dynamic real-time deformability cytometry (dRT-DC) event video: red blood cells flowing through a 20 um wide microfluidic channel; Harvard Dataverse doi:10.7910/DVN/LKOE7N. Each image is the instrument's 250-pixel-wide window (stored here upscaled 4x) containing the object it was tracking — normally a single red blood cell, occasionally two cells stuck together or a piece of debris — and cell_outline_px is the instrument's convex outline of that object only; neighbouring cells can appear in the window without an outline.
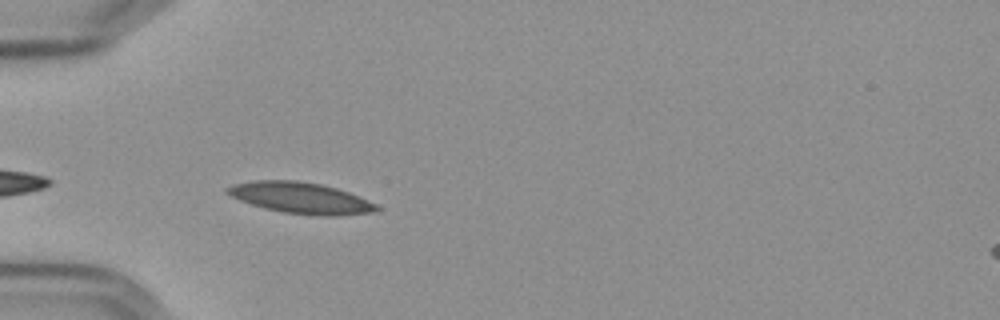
{"species": "Egyptian fruit bat (a non-hibernating species)", "species_latin": "Rousettus aegyptiacus", "temperature_condition": "cold", "stored_images_in_passage": 13, "camera_frame_rate_fps": 3000, "um_per_image_px": 0.085, "frame": {"image": 1, "passage_image": 3, "time_ms": 0.667, "image_size_px": [1000, 320], "cell_outline_px": [[380, 208], [372, 212], [336, 216], [320, 216], [284, 212], [264, 208], [240, 200], [224, 192], [224, 188], [232, 184], [256, 180], [296, 180], [320, 184], [336, 188], [348, 192], [368, 200], [376, 204]], "centroid_in_image_um": [25.53, 16.82], "position_along_channel_um": 59.5, "area_um2": 26.99}}
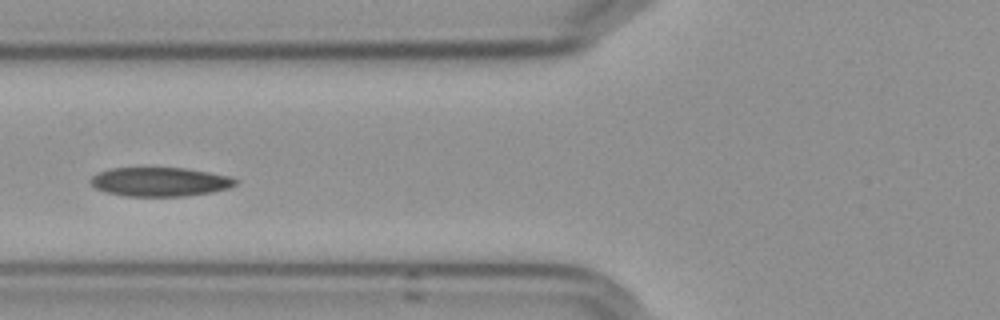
{"frame": {"image": 2, "passage_image": 8, "time_ms": 2.333, "image_size_px": [1000, 320], "cell_outline_px": [[236, 184], [228, 188], [212, 192], [184, 196], [128, 196], [104, 192], [96, 188], [88, 180], [96, 172], [112, 168], [184, 168], [208, 172], [228, 176], [236, 180]], "centroid_in_image_um": [13.54, 15.45], "position_along_channel_um": 112.3, "area_um2": 24.39}}
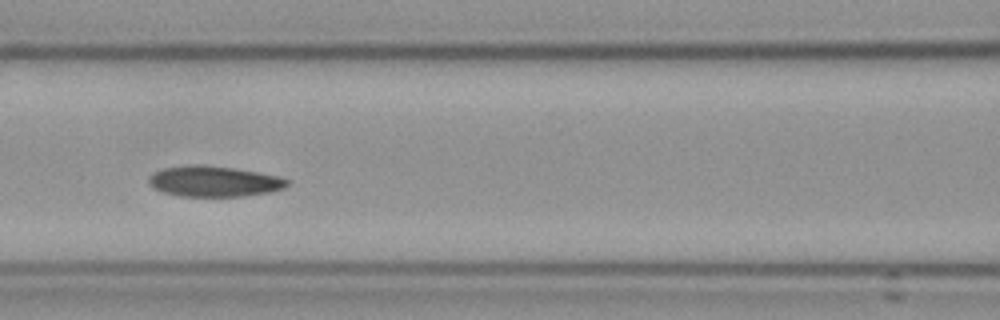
{"frame": {"image": 3, "passage_image": 11, "time_ms": 3.333, "image_size_px": [1000, 320], "cell_outline_px": [[288, 184], [284, 188], [272, 192], [244, 196], [180, 196], [164, 192], [152, 188], [148, 184], [148, 176], [164, 168], [232, 168], [256, 172], [276, 176], [288, 180]], "centroid_in_image_um": [18.22, 15.48], "position_along_channel_um": 148.4, "area_um2": 23.52}}